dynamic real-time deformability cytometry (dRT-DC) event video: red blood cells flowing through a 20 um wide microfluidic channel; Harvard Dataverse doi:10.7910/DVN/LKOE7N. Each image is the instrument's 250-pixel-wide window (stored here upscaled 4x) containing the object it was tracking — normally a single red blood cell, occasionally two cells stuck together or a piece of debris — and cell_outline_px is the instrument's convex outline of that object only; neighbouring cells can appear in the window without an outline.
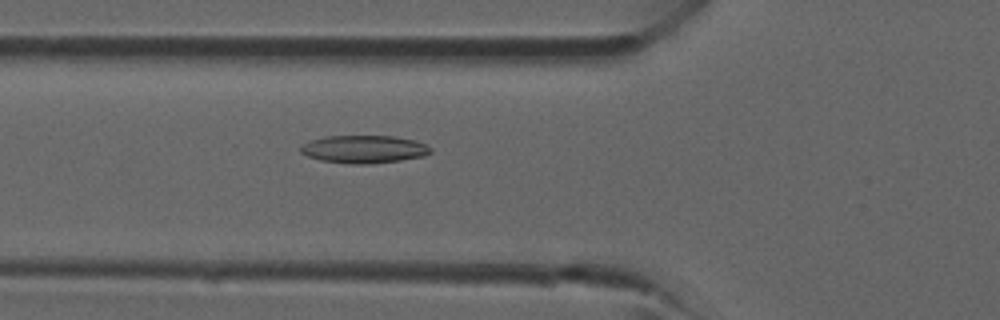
{"species": "common noctule bat (a hibernating species)", "species_latin": "Nyctalus noctula", "temperature_condition": "room temperature", "stored_images_in_passage": 41, "camera_frame_rate_fps": 3000, "um_per_image_px": 0.085, "animal": {"sex": "male", "forearm_length_mm": 52.5}, "frame": {"image": 1, "passage_image": 15, "time_ms": 4.667, "image_size_px": [1000, 320], "cell_outline_px": [[432, 152], [424, 156], [400, 160], [368, 164], [352, 164], [320, 160], [308, 156], [300, 152], [300, 148], [304, 144], [312, 140], [324, 136], [392, 136], [416, 140], [432, 148]], "centroid_in_image_um": [30.95, 12.68], "position_along_channel_um": 94.8, "area_um2": 20.98}}
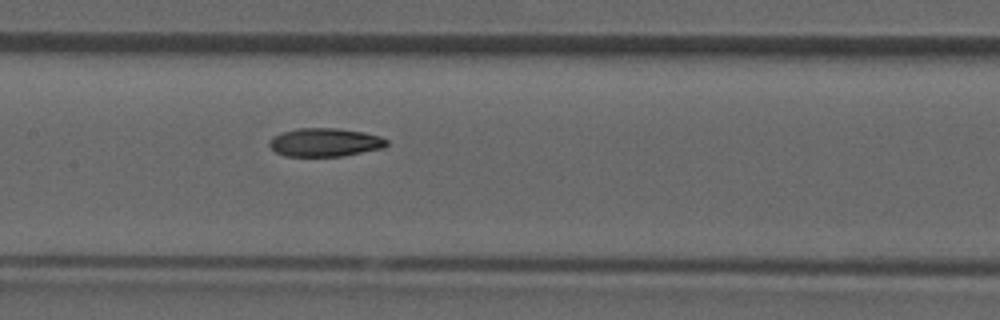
{"frame": {"image": 2, "passage_image": 20, "time_ms": 6.333, "image_size_px": [1000, 320], "cell_outline_px": [[388, 144], [384, 148], [344, 156], [284, 156], [276, 152], [268, 144], [268, 140], [272, 136], [296, 128], [336, 128], [364, 132], [380, 136], [388, 140]], "centroid_in_image_um": [27.63, 12.1], "position_along_channel_um": 179.8, "area_um2": 19.59}}
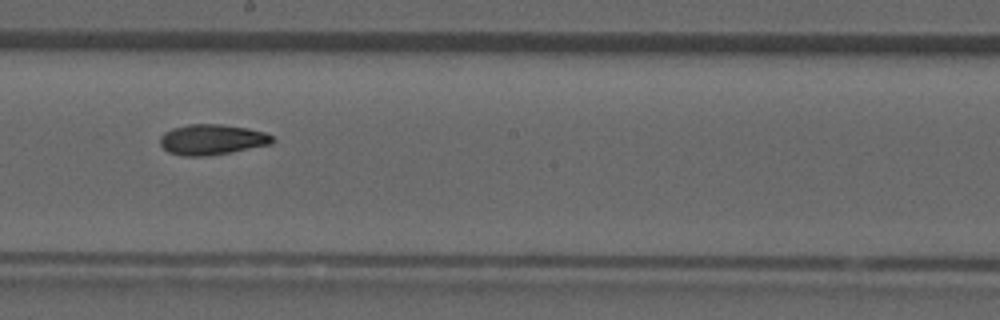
{"frame": {"image": 3, "passage_image": 23, "time_ms": 7.333, "image_size_px": [1000, 320], "cell_outline_px": [[276, 140], [272, 144], [232, 152], [204, 156], [184, 156], [168, 152], [160, 144], [160, 136], [164, 132], [172, 128], [188, 124], [220, 124], [248, 128], [264, 132], [272, 136]], "centroid_in_image_um": [18.02, 11.86], "position_along_channel_um": 230.2, "area_um2": 20.06}}